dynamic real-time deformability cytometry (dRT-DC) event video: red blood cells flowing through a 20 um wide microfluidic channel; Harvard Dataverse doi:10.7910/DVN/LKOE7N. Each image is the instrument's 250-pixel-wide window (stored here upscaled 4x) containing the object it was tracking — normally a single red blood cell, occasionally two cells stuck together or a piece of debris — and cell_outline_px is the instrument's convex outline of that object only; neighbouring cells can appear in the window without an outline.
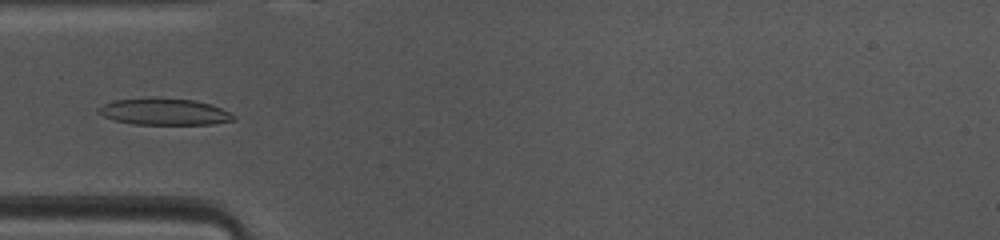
{"species": "common noctule bat (a hibernating species)", "species_latin": "Nyctalus noctula", "temperature_condition": "warm", "stored_images_in_passage": 40, "camera_frame_rate_fps": 3000, "um_per_image_px": 0.085, "animal": {"sex": "female", "body_mass_g": 10.0, "forearm_length_mm": 53.1}, "frame": {"image": 1, "passage_image": 8, "time_ms": 2.333, "image_size_px": [1000, 240], "cell_outline_px": [[236, 120], [212, 124], [132, 124], [116, 120], [104, 116], [96, 112], [96, 108], [112, 100], [192, 100], [212, 104], [236, 116]], "centroid_in_image_um": [13.98, 9.54], "position_along_channel_um": 71.0, "area_um2": 20.11}}
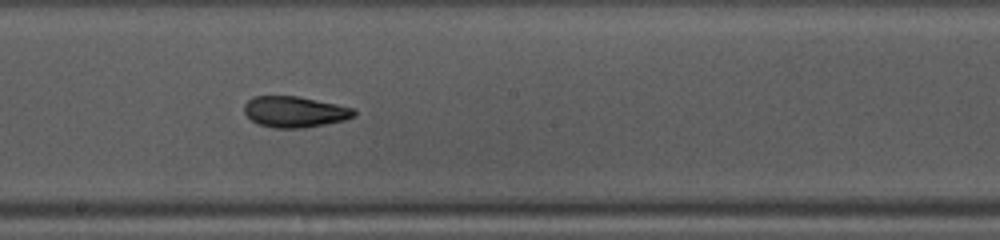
{"frame": {"image": 2, "passage_image": 19, "time_ms": 6.0, "image_size_px": [1000, 240], "cell_outline_px": [[356, 116], [344, 120], [304, 128], [272, 128], [256, 124], [244, 112], [244, 104], [252, 96], [296, 96], [356, 108]], "centroid_in_image_um": [25.04, 9.51], "position_along_channel_um": 223.2, "area_um2": 19.94}}
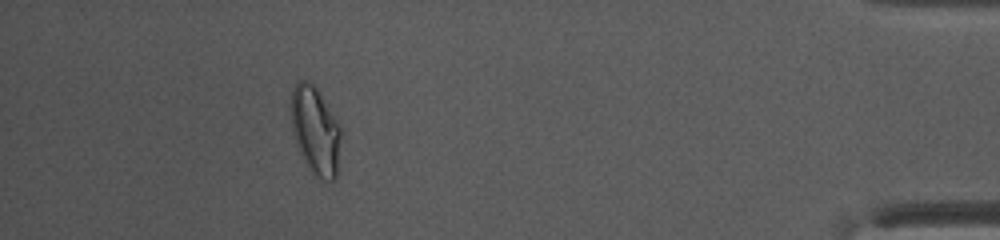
{"frame": {"image": 3, "passage_image": 37, "time_ms": 12.0, "image_size_px": [1000, 240], "cell_outline_px": [[340, 136], [336, 180], [324, 180], [312, 176], [300, 156], [292, 132], [288, 108], [292, 88], [300, 80], [308, 80], [316, 88], [340, 124]], "centroid_in_image_um": [26.75, 11.11], "position_along_channel_um": 408.5, "area_um2": 26.24}}